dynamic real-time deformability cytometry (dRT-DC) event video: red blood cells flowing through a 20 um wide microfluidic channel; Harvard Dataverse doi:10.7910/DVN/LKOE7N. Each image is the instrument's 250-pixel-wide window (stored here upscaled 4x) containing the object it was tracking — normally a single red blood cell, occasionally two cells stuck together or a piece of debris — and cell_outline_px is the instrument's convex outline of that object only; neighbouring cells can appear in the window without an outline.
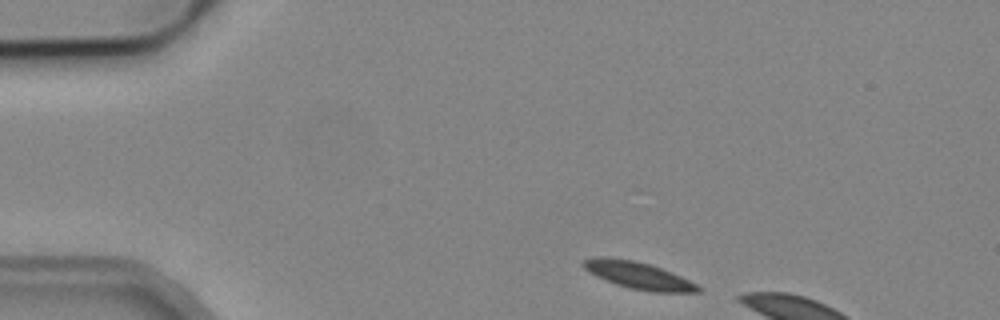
{"species": "common noctule bat (a hibernating species)", "species_latin": "Nyctalus noctula", "temperature_condition": "cold", "stored_images_in_passage": 2, "camera_frame_rate_fps": 3000, "um_per_image_px": 0.085, "animal": {"sex": "male", "body_mass_g": 19.2, "forearm_length_mm": 51.8}, "frame": {"image": 1, "passage_image": 1, "time_ms": 0.0, "image_size_px": [1000, 320], "cell_outline_px": [[704, 292], [652, 292], [628, 288], [616, 284], [596, 276], [588, 272], [580, 264], [584, 260], [600, 256], [636, 260], [672, 272], [704, 288]], "centroid_in_image_um": [54.27, 23.42], "position_along_channel_um": 30.7, "area_um2": 18.15}}